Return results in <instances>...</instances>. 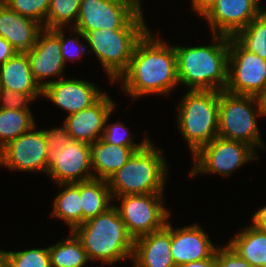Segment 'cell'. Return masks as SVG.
<instances>
[{
    "mask_svg": "<svg viewBox=\"0 0 266 267\" xmlns=\"http://www.w3.org/2000/svg\"><path fill=\"white\" fill-rule=\"evenodd\" d=\"M262 114L266 116V89L264 92L259 96Z\"/></svg>",
    "mask_w": 266,
    "mask_h": 267,
    "instance_id": "41",
    "label": "cell"
},
{
    "mask_svg": "<svg viewBox=\"0 0 266 267\" xmlns=\"http://www.w3.org/2000/svg\"><path fill=\"white\" fill-rule=\"evenodd\" d=\"M219 95L214 90H189L178 105V127L192 155L218 137Z\"/></svg>",
    "mask_w": 266,
    "mask_h": 267,
    "instance_id": "6",
    "label": "cell"
},
{
    "mask_svg": "<svg viewBox=\"0 0 266 267\" xmlns=\"http://www.w3.org/2000/svg\"><path fill=\"white\" fill-rule=\"evenodd\" d=\"M212 35L208 46H174L179 84L188 90L222 91L227 85L229 36Z\"/></svg>",
    "mask_w": 266,
    "mask_h": 267,
    "instance_id": "2",
    "label": "cell"
},
{
    "mask_svg": "<svg viewBox=\"0 0 266 267\" xmlns=\"http://www.w3.org/2000/svg\"><path fill=\"white\" fill-rule=\"evenodd\" d=\"M1 88L18 93L43 94L36 82L26 52H16L9 60L0 65Z\"/></svg>",
    "mask_w": 266,
    "mask_h": 267,
    "instance_id": "21",
    "label": "cell"
},
{
    "mask_svg": "<svg viewBox=\"0 0 266 267\" xmlns=\"http://www.w3.org/2000/svg\"><path fill=\"white\" fill-rule=\"evenodd\" d=\"M115 107V103L105 93L91 107L67 116L63 124L72 140L92 145L102 137L105 124Z\"/></svg>",
    "mask_w": 266,
    "mask_h": 267,
    "instance_id": "17",
    "label": "cell"
},
{
    "mask_svg": "<svg viewBox=\"0 0 266 267\" xmlns=\"http://www.w3.org/2000/svg\"><path fill=\"white\" fill-rule=\"evenodd\" d=\"M259 0H215L201 15L212 34L234 37L262 13Z\"/></svg>",
    "mask_w": 266,
    "mask_h": 267,
    "instance_id": "14",
    "label": "cell"
},
{
    "mask_svg": "<svg viewBox=\"0 0 266 267\" xmlns=\"http://www.w3.org/2000/svg\"><path fill=\"white\" fill-rule=\"evenodd\" d=\"M72 232L80 240L90 261L101 260L102 264L113 265L130 256L132 258L134 239L128 234L114 205L75 227Z\"/></svg>",
    "mask_w": 266,
    "mask_h": 267,
    "instance_id": "3",
    "label": "cell"
},
{
    "mask_svg": "<svg viewBox=\"0 0 266 267\" xmlns=\"http://www.w3.org/2000/svg\"><path fill=\"white\" fill-rule=\"evenodd\" d=\"M139 5L141 4V0H135Z\"/></svg>",
    "mask_w": 266,
    "mask_h": 267,
    "instance_id": "43",
    "label": "cell"
},
{
    "mask_svg": "<svg viewBox=\"0 0 266 267\" xmlns=\"http://www.w3.org/2000/svg\"><path fill=\"white\" fill-rule=\"evenodd\" d=\"M253 147L241 141L215 137L201 147L192 157L194 166L190 176L199 173H211L227 176L245 163L258 160Z\"/></svg>",
    "mask_w": 266,
    "mask_h": 267,
    "instance_id": "9",
    "label": "cell"
},
{
    "mask_svg": "<svg viewBox=\"0 0 266 267\" xmlns=\"http://www.w3.org/2000/svg\"><path fill=\"white\" fill-rule=\"evenodd\" d=\"M228 245L253 267H266V231L250 225Z\"/></svg>",
    "mask_w": 266,
    "mask_h": 267,
    "instance_id": "24",
    "label": "cell"
},
{
    "mask_svg": "<svg viewBox=\"0 0 266 267\" xmlns=\"http://www.w3.org/2000/svg\"><path fill=\"white\" fill-rule=\"evenodd\" d=\"M18 14L30 18L45 28L50 0H0Z\"/></svg>",
    "mask_w": 266,
    "mask_h": 267,
    "instance_id": "31",
    "label": "cell"
},
{
    "mask_svg": "<svg viewBox=\"0 0 266 267\" xmlns=\"http://www.w3.org/2000/svg\"><path fill=\"white\" fill-rule=\"evenodd\" d=\"M16 52L12 45L0 36V65L9 60Z\"/></svg>",
    "mask_w": 266,
    "mask_h": 267,
    "instance_id": "37",
    "label": "cell"
},
{
    "mask_svg": "<svg viewBox=\"0 0 266 267\" xmlns=\"http://www.w3.org/2000/svg\"><path fill=\"white\" fill-rule=\"evenodd\" d=\"M85 80L58 79L44 82L43 97L67 111L68 116L91 107L105 92Z\"/></svg>",
    "mask_w": 266,
    "mask_h": 267,
    "instance_id": "15",
    "label": "cell"
},
{
    "mask_svg": "<svg viewBox=\"0 0 266 267\" xmlns=\"http://www.w3.org/2000/svg\"><path fill=\"white\" fill-rule=\"evenodd\" d=\"M171 248V224L134 240L132 259L135 267H176Z\"/></svg>",
    "mask_w": 266,
    "mask_h": 267,
    "instance_id": "19",
    "label": "cell"
},
{
    "mask_svg": "<svg viewBox=\"0 0 266 267\" xmlns=\"http://www.w3.org/2000/svg\"><path fill=\"white\" fill-rule=\"evenodd\" d=\"M63 127H55L47 130H42L46 142L47 152L49 153L52 150L62 151L68 143L72 141L71 136L66 131L64 125Z\"/></svg>",
    "mask_w": 266,
    "mask_h": 267,
    "instance_id": "36",
    "label": "cell"
},
{
    "mask_svg": "<svg viewBox=\"0 0 266 267\" xmlns=\"http://www.w3.org/2000/svg\"><path fill=\"white\" fill-rule=\"evenodd\" d=\"M42 29L39 23L18 14L0 1V36L17 52L29 51Z\"/></svg>",
    "mask_w": 266,
    "mask_h": 267,
    "instance_id": "20",
    "label": "cell"
},
{
    "mask_svg": "<svg viewBox=\"0 0 266 267\" xmlns=\"http://www.w3.org/2000/svg\"><path fill=\"white\" fill-rule=\"evenodd\" d=\"M120 80L124 92L134 100L153 93L167 95L179 84L175 47L154 38L148 30L137 42Z\"/></svg>",
    "mask_w": 266,
    "mask_h": 267,
    "instance_id": "1",
    "label": "cell"
},
{
    "mask_svg": "<svg viewBox=\"0 0 266 267\" xmlns=\"http://www.w3.org/2000/svg\"><path fill=\"white\" fill-rule=\"evenodd\" d=\"M265 89L266 60L246 50L234 37H229L227 85L224 90L259 97Z\"/></svg>",
    "mask_w": 266,
    "mask_h": 267,
    "instance_id": "8",
    "label": "cell"
},
{
    "mask_svg": "<svg viewBox=\"0 0 266 267\" xmlns=\"http://www.w3.org/2000/svg\"><path fill=\"white\" fill-rule=\"evenodd\" d=\"M162 197L163 193L115 197L121 200V204L114 207L118 210L128 234L134 240L167 224L170 212L163 206Z\"/></svg>",
    "mask_w": 266,
    "mask_h": 267,
    "instance_id": "10",
    "label": "cell"
},
{
    "mask_svg": "<svg viewBox=\"0 0 266 267\" xmlns=\"http://www.w3.org/2000/svg\"><path fill=\"white\" fill-rule=\"evenodd\" d=\"M6 252L4 250H0V267H6Z\"/></svg>",
    "mask_w": 266,
    "mask_h": 267,
    "instance_id": "42",
    "label": "cell"
},
{
    "mask_svg": "<svg viewBox=\"0 0 266 267\" xmlns=\"http://www.w3.org/2000/svg\"><path fill=\"white\" fill-rule=\"evenodd\" d=\"M74 31L77 36H75L74 38H69V37L65 38L64 29L60 28L61 54L63 56L65 63L66 61L72 60V59L74 61L75 58L77 60L79 57H82L85 54V46L81 42H79V40H77L80 36L83 39L85 38V36L78 30L73 28V32Z\"/></svg>",
    "mask_w": 266,
    "mask_h": 267,
    "instance_id": "34",
    "label": "cell"
},
{
    "mask_svg": "<svg viewBox=\"0 0 266 267\" xmlns=\"http://www.w3.org/2000/svg\"><path fill=\"white\" fill-rule=\"evenodd\" d=\"M35 124L31 111L0 108V150Z\"/></svg>",
    "mask_w": 266,
    "mask_h": 267,
    "instance_id": "27",
    "label": "cell"
},
{
    "mask_svg": "<svg viewBox=\"0 0 266 267\" xmlns=\"http://www.w3.org/2000/svg\"><path fill=\"white\" fill-rule=\"evenodd\" d=\"M26 54L31 72L43 89L44 82L42 81L46 78L61 76L66 66L61 54L60 28H43L39 32L34 46Z\"/></svg>",
    "mask_w": 266,
    "mask_h": 267,
    "instance_id": "16",
    "label": "cell"
},
{
    "mask_svg": "<svg viewBox=\"0 0 266 267\" xmlns=\"http://www.w3.org/2000/svg\"><path fill=\"white\" fill-rule=\"evenodd\" d=\"M215 246L198 224L183 228L171 225L170 252L175 266L203 259H215Z\"/></svg>",
    "mask_w": 266,
    "mask_h": 267,
    "instance_id": "18",
    "label": "cell"
},
{
    "mask_svg": "<svg viewBox=\"0 0 266 267\" xmlns=\"http://www.w3.org/2000/svg\"><path fill=\"white\" fill-rule=\"evenodd\" d=\"M258 115H263L259 97L220 91L218 137L265 149L258 131Z\"/></svg>",
    "mask_w": 266,
    "mask_h": 267,
    "instance_id": "7",
    "label": "cell"
},
{
    "mask_svg": "<svg viewBox=\"0 0 266 267\" xmlns=\"http://www.w3.org/2000/svg\"><path fill=\"white\" fill-rule=\"evenodd\" d=\"M63 191L55 197L54 208L50 216L64 220L72 231L82 224V206L79 182L57 184ZM67 186V187H66Z\"/></svg>",
    "mask_w": 266,
    "mask_h": 267,
    "instance_id": "25",
    "label": "cell"
},
{
    "mask_svg": "<svg viewBox=\"0 0 266 267\" xmlns=\"http://www.w3.org/2000/svg\"><path fill=\"white\" fill-rule=\"evenodd\" d=\"M143 147H125L104 142L101 138L91 145L93 178L108 180L131 157Z\"/></svg>",
    "mask_w": 266,
    "mask_h": 267,
    "instance_id": "22",
    "label": "cell"
},
{
    "mask_svg": "<svg viewBox=\"0 0 266 267\" xmlns=\"http://www.w3.org/2000/svg\"><path fill=\"white\" fill-rule=\"evenodd\" d=\"M177 267H216V261L215 259H203L199 261L185 263Z\"/></svg>",
    "mask_w": 266,
    "mask_h": 267,
    "instance_id": "40",
    "label": "cell"
},
{
    "mask_svg": "<svg viewBox=\"0 0 266 267\" xmlns=\"http://www.w3.org/2000/svg\"><path fill=\"white\" fill-rule=\"evenodd\" d=\"M262 12L266 15V9L265 10L262 9Z\"/></svg>",
    "mask_w": 266,
    "mask_h": 267,
    "instance_id": "44",
    "label": "cell"
},
{
    "mask_svg": "<svg viewBox=\"0 0 266 267\" xmlns=\"http://www.w3.org/2000/svg\"><path fill=\"white\" fill-rule=\"evenodd\" d=\"M6 267H50L48 248L7 251Z\"/></svg>",
    "mask_w": 266,
    "mask_h": 267,
    "instance_id": "30",
    "label": "cell"
},
{
    "mask_svg": "<svg viewBox=\"0 0 266 267\" xmlns=\"http://www.w3.org/2000/svg\"><path fill=\"white\" fill-rule=\"evenodd\" d=\"M82 0H50V7L45 20V29L63 28L69 21L77 22Z\"/></svg>",
    "mask_w": 266,
    "mask_h": 267,
    "instance_id": "29",
    "label": "cell"
},
{
    "mask_svg": "<svg viewBox=\"0 0 266 267\" xmlns=\"http://www.w3.org/2000/svg\"><path fill=\"white\" fill-rule=\"evenodd\" d=\"M50 267H83L89 262L80 240L71 231L69 238L48 247Z\"/></svg>",
    "mask_w": 266,
    "mask_h": 267,
    "instance_id": "26",
    "label": "cell"
},
{
    "mask_svg": "<svg viewBox=\"0 0 266 267\" xmlns=\"http://www.w3.org/2000/svg\"><path fill=\"white\" fill-rule=\"evenodd\" d=\"M251 225L266 231V206L254 213Z\"/></svg>",
    "mask_w": 266,
    "mask_h": 267,
    "instance_id": "38",
    "label": "cell"
},
{
    "mask_svg": "<svg viewBox=\"0 0 266 267\" xmlns=\"http://www.w3.org/2000/svg\"><path fill=\"white\" fill-rule=\"evenodd\" d=\"M35 127L36 125L0 150V166L17 171H42L47 174L48 152L44 134Z\"/></svg>",
    "mask_w": 266,
    "mask_h": 267,
    "instance_id": "13",
    "label": "cell"
},
{
    "mask_svg": "<svg viewBox=\"0 0 266 267\" xmlns=\"http://www.w3.org/2000/svg\"><path fill=\"white\" fill-rule=\"evenodd\" d=\"M105 129L103 130V134L101 139L106 142L113 145L118 146H125V147H144L150 140L145 136L144 140L136 144L133 142V138L129 135H131L128 131V128L123 125V123H111L105 124Z\"/></svg>",
    "mask_w": 266,
    "mask_h": 267,
    "instance_id": "32",
    "label": "cell"
},
{
    "mask_svg": "<svg viewBox=\"0 0 266 267\" xmlns=\"http://www.w3.org/2000/svg\"><path fill=\"white\" fill-rule=\"evenodd\" d=\"M82 223L106 212L114 204L107 180L90 179L79 182Z\"/></svg>",
    "mask_w": 266,
    "mask_h": 267,
    "instance_id": "23",
    "label": "cell"
},
{
    "mask_svg": "<svg viewBox=\"0 0 266 267\" xmlns=\"http://www.w3.org/2000/svg\"><path fill=\"white\" fill-rule=\"evenodd\" d=\"M216 267H253L228 244L215 252Z\"/></svg>",
    "mask_w": 266,
    "mask_h": 267,
    "instance_id": "35",
    "label": "cell"
},
{
    "mask_svg": "<svg viewBox=\"0 0 266 267\" xmlns=\"http://www.w3.org/2000/svg\"><path fill=\"white\" fill-rule=\"evenodd\" d=\"M149 141L107 180L113 200L135 194L163 193L168 166L163 150Z\"/></svg>",
    "mask_w": 266,
    "mask_h": 267,
    "instance_id": "4",
    "label": "cell"
},
{
    "mask_svg": "<svg viewBox=\"0 0 266 267\" xmlns=\"http://www.w3.org/2000/svg\"><path fill=\"white\" fill-rule=\"evenodd\" d=\"M142 10L123 28L116 30L94 29L86 33L85 40L93 51L111 82L127 70L137 42L149 30Z\"/></svg>",
    "mask_w": 266,
    "mask_h": 267,
    "instance_id": "5",
    "label": "cell"
},
{
    "mask_svg": "<svg viewBox=\"0 0 266 267\" xmlns=\"http://www.w3.org/2000/svg\"><path fill=\"white\" fill-rule=\"evenodd\" d=\"M234 38L246 50L266 60V15L262 12Z\"/></svg>",
    "mask_w": 266,
    "mask_h": 267,
    "instance_id": "28",
    "label": "cell"
},
{
    "mask_svg": "<svg viewBox=\"0 0 266 267\" xmlns=\"http://www.w3.org/2000/svg\"><path fill=\"white\" fill-rule=\"evenodd\" d=\"M91 145L72 140L62 150H52L47 156V174L57 184L77 183L93 179Z\"/></svg>",
    "mask_w": 266,
    "mask_h": 267,
    "instance_id": "12",
    "label": "cell"
},
{
    "mask_svg": "<svg viewBox=\"0 0 266 267\" xmlns=\"http://www.w3.org/2000/svg\"><path fill=\"white\" fill-rule=\"evenodd\" d=\"M192 9L200 16L215 2V0H192Z\"/></svg>",
    "mask_w": 266,
    "mask_h": 267,
    "instance_id": "39",
    "label": "cell"
},
{
    "mask_svg": "<svg viewBox=\"0 0 266 267\" xmlns=\"http://www.w3.org/2000/svg\"><path fill=\"white\" fill-rule=\"evenodd\" d=\"M42 96V94H25L18 93L9 89H1L0 93V108L13 110H28V104L35 98Z\"/></svg>",
    "mask_w": 266,
    "mask_h": 267,
    "instance_id": "33",
    "label": "cell"
},
{
    "mask_svg": "<svg viewBox=\"0 0 266 267\" xmlns=\"http://www.w3.org/2000/svg\"><path fill=\"white\" fill-rule=\"evenodd\" d=\"M141 9L135 0H82L72 24L83 35L94 29H123Z\"/></svg>",
    "mask_w": 266,
    "mask_h": 267,
    "instance_id": "11",
    "label": "cell"
}]
</instances>
